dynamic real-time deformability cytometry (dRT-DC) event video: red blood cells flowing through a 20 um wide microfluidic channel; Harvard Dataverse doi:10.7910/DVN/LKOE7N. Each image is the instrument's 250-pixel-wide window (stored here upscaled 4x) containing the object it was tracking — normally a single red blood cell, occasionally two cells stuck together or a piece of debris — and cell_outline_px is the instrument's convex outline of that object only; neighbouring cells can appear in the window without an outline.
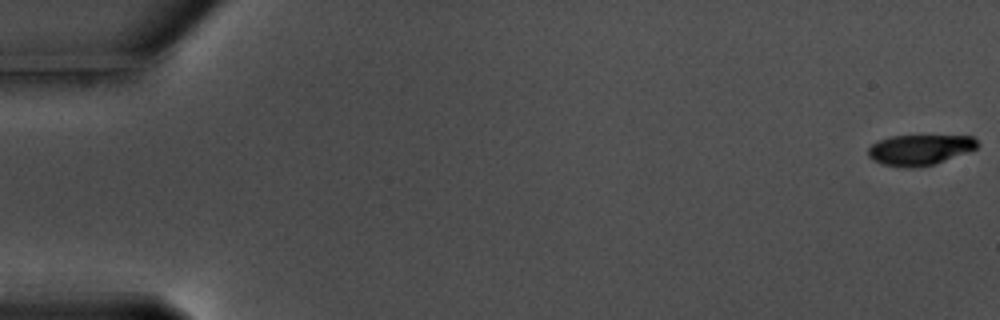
{"species": "common noctule bat (a hibernating species)", "species_latin": "Nyctalus noctula", "temperature_condition": "warm", "stored_images_in_passage": 59, "camera_frame_rate_fps": 3000, "um_per_image_px": 0.085, "animal": {"sex": "male", "body_mass_g": 17.5, "forearm_length_mm": 52.3}, "frame": {"image": 1, "passage_image": 1, "time_ms": 0.0, "image_size_px": [1000, 320], "cell_outline_px": [[980, 144], [976, 148], [968, 152], [932, 164], [912, 168], [884, 164], [868, 156], [868, 148], [872, 144], [880, 140], [892, 136], [972, 136]], "centroid_in_image_um": [78.2, 12.72], "position_along_channel_um": 6.8, "area_um2": 18.96}}
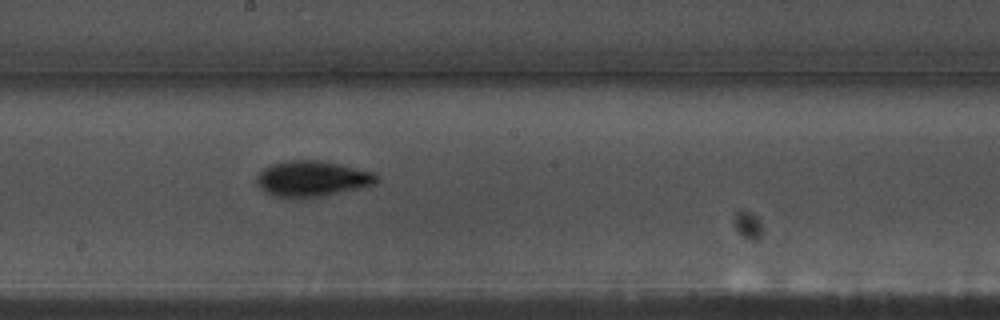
{"frame": {"image": 2, "passage_image": 33, "time_ms": 10.667, "image_size_px": [1000, 320], "cell_outline_px": [[376, 180], [372, 184], [356, 188], [320, 196], [276, 196], [264, 192], [256, 184], [256, 176], [264, 168], [272, 164], [284, 160], [320, 160], [340, 164], [372, 172], [376, 176]], "centroid_in_image_um": [26.44, 15.15], "position_along_channel_um": 221.8, "area_um2": 24.22}}
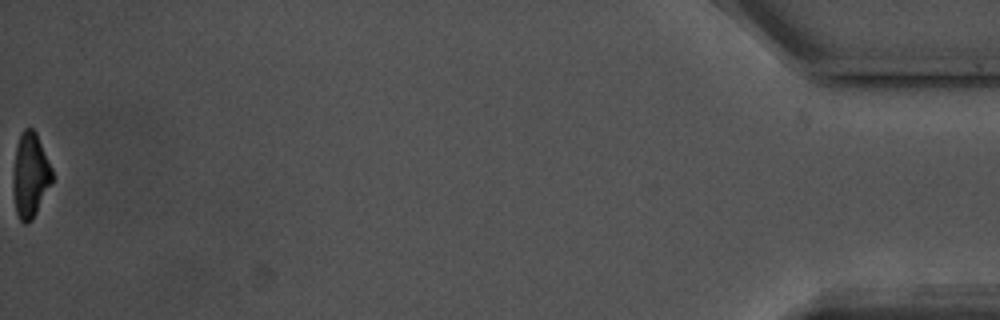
{"frame": {"image": 3, "passage_image": 59, "time_ms": 19.333, "image_size_px": [1000, 320], "cell_outline_px": [[52, 180], [32, 220], [24, 224], [20, 220], [16, 212], [12, 192], [12, 172], [16, 144], [20, 132], [24, 128], [32, 128], [36, 132], [52, 168]], "centroid_in_image_um": [2.53, 14.86], "position_along_channel_um": 432.7, "area_um2": 19.42}, "authors_computed_cell_mechanics": {"area_um2": 21.8484, "velocity_mm_per_s": 3.5639, "shape_relaxation_time_tau1_ms": 2.4508, "shape_relaxation_time_tau2_ms": 10.48, "deformation_change_tau1": 0.1329, "deformation_change_tau2": 0.1604}}